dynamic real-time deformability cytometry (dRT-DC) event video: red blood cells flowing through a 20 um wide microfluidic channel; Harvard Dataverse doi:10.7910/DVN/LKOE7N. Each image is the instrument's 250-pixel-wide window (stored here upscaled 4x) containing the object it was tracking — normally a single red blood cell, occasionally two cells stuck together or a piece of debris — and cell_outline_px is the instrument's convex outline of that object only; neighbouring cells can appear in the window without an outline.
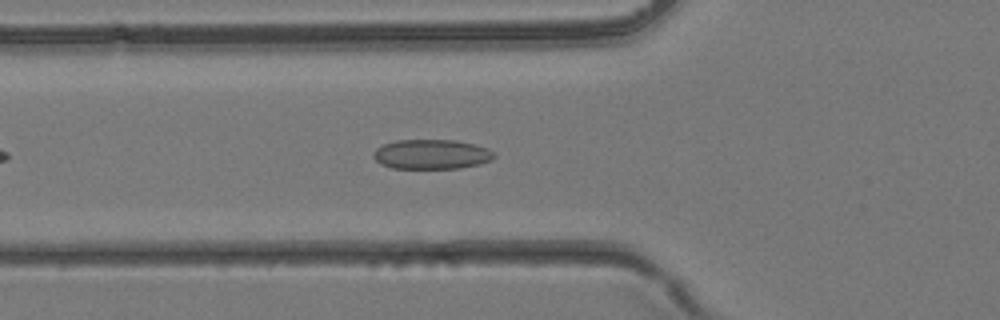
{"species": "common noctule bat (a hibernating species)", "species_latin": "Nyctalus noctula", "temperature_condition": "room temperature", "stored_images_in_passage": 27, "camera_frame_rate_fps": 3000, "um_per_image_px": 0.085, "animal": {"sex": "female", "body_mass_g": 24.6, "forearm_length_mm": 56.2}, "frame": {"image": 1, "passage_image": 5, "time_ms": 1.333, "image_size_px": [1000, 320], "cell_outline_px": [[496, 156], [492, 160], [480, 164], [460, 168], [392, 168], [380, 164], [372, 156], [372, 152], [376, 148], [384, 144], [396, 140], [456, 140], [488, 148]], "centroid_in_image_um": [36.66, 13.11], "position_along_channel_um": 89.1, "area_um2": 20.92}}
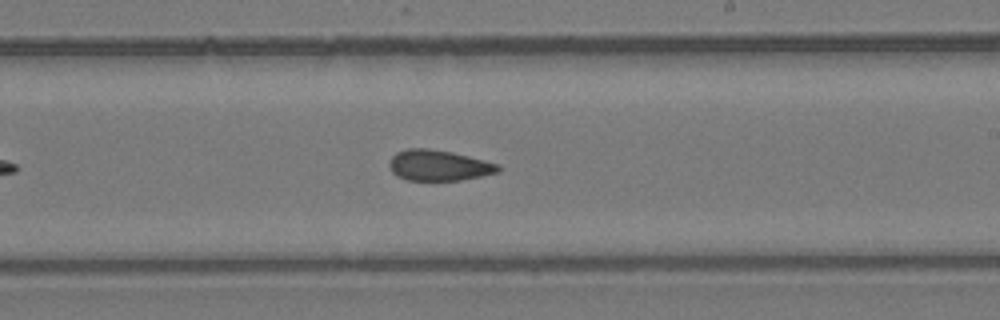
{"frame": {"image": 2, "passage_image": 14, "time_ms": 4.333, "image_size_px": [1000, 320], "cell_outline_px": [[500, 172], [460, 180], [408, 180], [396, 176], [392, 172], [388, 164], [392, 156], [396, 152], [408, 148], [428, 148], [452, 152], [500, 164]], "centroid_in_image_um": [37.28, 14.05], "position_along_channel_um": 251.7, "area_um2": 19.54}}
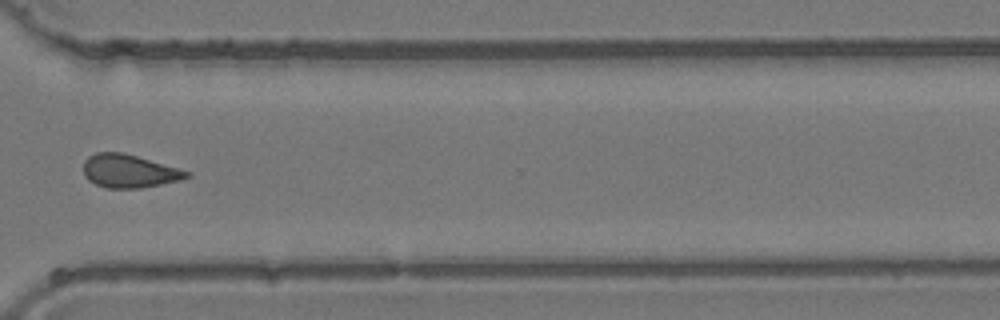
{"frame": {"image": 3, "passage_image": 20, "time_ms": 6.333, "image_size_px": [1000, 320], "cell_outline_px": [[192, 176], [180, 180], [140, 188], [108, 188], [96, 184], [88, 180], [84, 176], [84, 160], [88, 156], [96, 152], [124, 152], [192, 172]], "centroid_in_image_um": [10.98, 14.53], "position_along_channel_um": 359.6, "area_um2": 20.06}}